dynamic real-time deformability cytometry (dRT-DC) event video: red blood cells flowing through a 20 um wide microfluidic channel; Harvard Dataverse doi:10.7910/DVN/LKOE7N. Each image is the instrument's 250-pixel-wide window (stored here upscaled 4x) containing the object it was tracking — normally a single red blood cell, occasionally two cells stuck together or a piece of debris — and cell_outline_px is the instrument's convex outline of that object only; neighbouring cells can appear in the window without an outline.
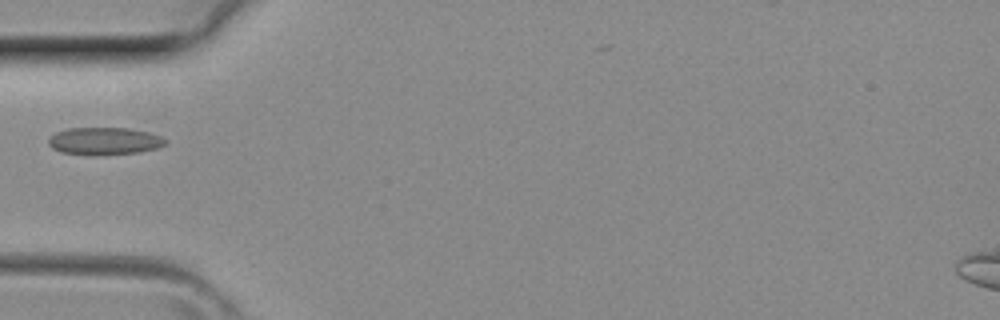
{"species": "common noctule bat (a hibernating species)", "species_latin": "Nyctalus noctula", "temperature_condition": "room temperature", "stored_images_in_passage": 3, "camera_frame_rate_fps": 3000, "um_per_image_px": 0.085, "animal": {"sex": "female", "body_mass_g": 29.2, "forearm_length_mm": 56.3}, "frame": {"image": 1, "passage_image": 3, "time_ms": 0.667, "image_size_px": [1000, 320], "cell_outline_px": [[168, 140], [164, 144], [156, 148], [140, 152], [96, 156], [88, 156], [64, 152], [52, 148], [48, 144], [48, 140], [56, 132], [68, 128], [128, 128], [148, 132], [160, 136]], "centroid_in_image_um": [8.87, 12.0], "position_along_channel_um": 76.1, "area_um2": 18.79}}